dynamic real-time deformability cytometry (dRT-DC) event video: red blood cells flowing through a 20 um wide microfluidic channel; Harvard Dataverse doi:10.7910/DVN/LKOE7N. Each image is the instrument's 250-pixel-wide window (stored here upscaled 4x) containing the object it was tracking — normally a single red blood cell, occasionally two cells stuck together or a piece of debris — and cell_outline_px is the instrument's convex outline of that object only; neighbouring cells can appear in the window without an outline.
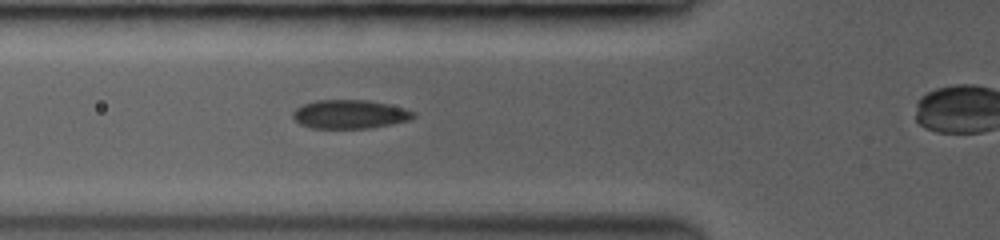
{"species": "common noctule bat (a hibernating species)", "species_latin": "Nyctalus noctula", "temperature_condition": "room temperature", "stored_images_in_passage": 18, "camera_frame_rate_fps": 3500, "um_per_image_px": 0.085, "animal": {"sex": "female", "body_mass_g": 19.0, "forearm_length_mm": 53.3}, "frame": {"image": 1, "passage_image": 3, "time_ms": 0.571, "image_size_px": [1000, 240], "cell_outline_px": [[416, 116], [408, 120], [368, 128], [312, 128], [300, 124], [292, 116], [292, 112], [296, 108], [304, 104], [316, 100], [364, 100], [388, 104], [412, 112]], "centroid_in_image_um": [29.66, 9.71], "position_along_channel_um": 96.1, "area_um2": 19.77}}
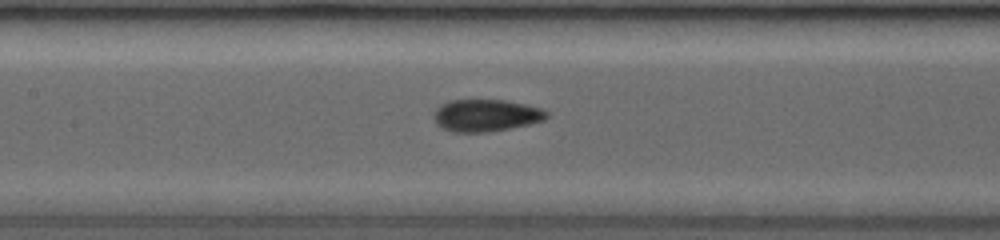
{"frame": {"image": 2, "passage_image": 6, "time_ms": 1.429, "image_size_px": [1000, 240], "cell_outline_px": [[548, 116], [544, 120], [512, 128], [488, 132], [452, 132], [444, 128], [436, 120], [436, 112], [444, 104], [452, 100], [504, 100], [524, 104], [540, 108], [548, 112]], "centroid_in_image_um": [41.39, 9.82], "position_along_channel_um": 166.0, "area_um2": 20.58}}
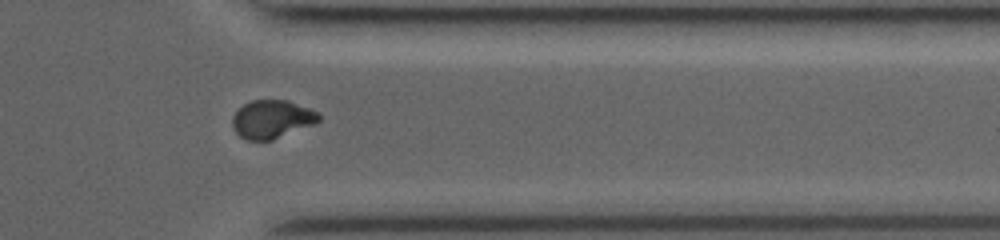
{"frame": {"image": 3, "passage_image": 16, "time_ms": 4.286, "image_size_px": [1000, 240], "cell_outline_px": [[320, 120], [316, 124], [272, 140], [248, 140], [240, 136], [236, 132], [232, 124], [232, 116], [244, 104], [252, 100], [288, 100], [320, 112]], "centroid_in_image_um": [23.15, 10.13], "position_along_channel_um": 388.2, "area_um2": 19.36}}